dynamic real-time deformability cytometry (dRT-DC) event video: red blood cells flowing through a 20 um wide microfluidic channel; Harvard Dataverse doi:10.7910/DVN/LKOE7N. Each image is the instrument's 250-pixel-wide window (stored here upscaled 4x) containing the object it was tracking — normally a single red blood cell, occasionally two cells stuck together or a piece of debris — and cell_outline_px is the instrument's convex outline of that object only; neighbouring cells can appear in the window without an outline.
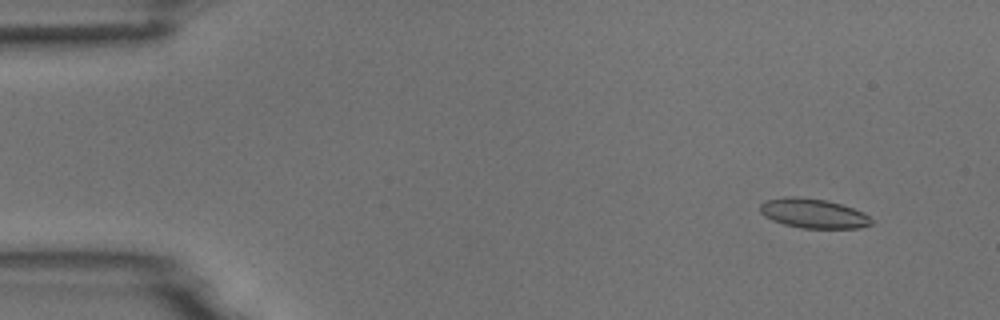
{"species": "common noctule bat (a hibernating species)", "species_latin": "Nyctalus noctula", "temperature_condition": "room temperature", "stored_images_in_passage": 54, "camera_frame_rate_fps": 3000, "um_per_image_px": 0.085, "animal": {"sex": "male", "body_mass_g": 18.8}, "frame": {"image": 1, "passage_image": 5, "time_ms": 1.333, "image_size_px": [1000, 320], "cell_outline_px": [[872, 224], [860, 228], [800, 228], [784, 224], [772, 220], [764, 216], [760, 212], [760, 204], [764, 200], [784, 196], [796, 196], [824, 200], [840, 204], [852, 208], [868, 216], [872, 220]], "centroid_in_image_um": [69.07, 18.14], "position_along_channel_um": 15.9, "area_um2": 19.07}}
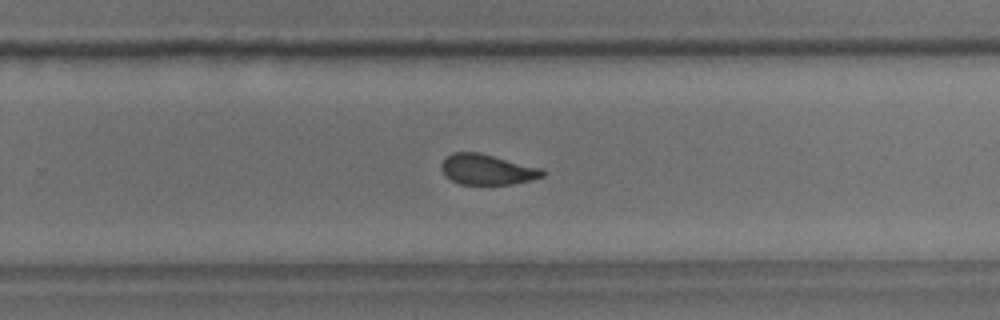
{"frame": {"image": 2, "passage_image": 35, "time_ms": 11.333, "image_size_px": [1000, 320], "cell_outline_px": [[548, 172], [544, 176], [512, 184], [460, 184], [452, 180], [440, 168], [440, 164], [452, 152], [480, 152], [540, 168]], "centroid_in_image_um": [41.41, 14.4], "position_along_channel_um": 288.4, "area_um2": 17.74}}
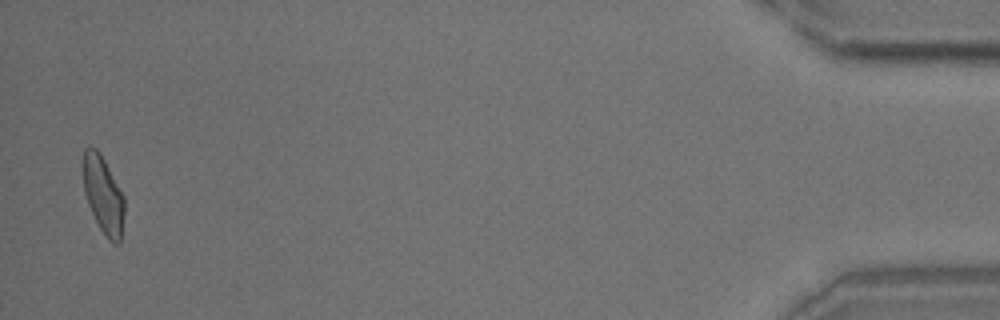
{"frame": {"image": 3, "passage_image": 53, "time_ms": 17.333, "image_size_px": [1000, 320], "cell_outline_px": [[124, 216], [120, 244], [112, 244], [108, 240], [100, 228], [88, 204], [84, 192], [84, 148], [88, 144], [96, 148], [100, 152], [124, 196]], "centroid_in_image_um": [8.79, 16.58], "position_along_channel_um": 426.4, "area_um2": 18.55}, "authors_computed_cell_mechanics": {"area_um2": 18.8717, "velocity_mm_per_s": 3.7664, "shape_relaxation_time_tau1_ms": 5.9178, "shape_relaxation_time_tau2_ms": 1.7863, "deformation_change_tau1": 0.167, "deformation_change_tau2": 0.0817}}